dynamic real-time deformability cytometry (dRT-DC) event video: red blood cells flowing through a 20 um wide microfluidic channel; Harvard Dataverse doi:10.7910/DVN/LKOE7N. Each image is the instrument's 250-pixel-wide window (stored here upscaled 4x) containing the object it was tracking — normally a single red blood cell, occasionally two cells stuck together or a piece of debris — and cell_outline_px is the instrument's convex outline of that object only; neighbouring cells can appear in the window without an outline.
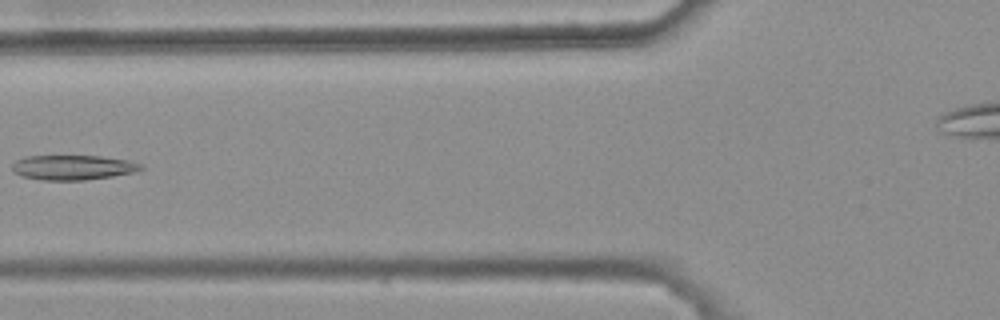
{"species": "common noctule bat (a hibernating species)", "species_latin": "Nyctalus noctula", "temperature_condition": "warm", "stored_images_in_passage": 6, "camera_frame_rate_fps": 3000, "um_per_image_px": 0.085, "animal": {"sex": "female", "body_mass_g": 25.1}, "frame": {"image": 1, "passage_image": 5, "time_ms": 1.333, "image_size_px": [1000, 320], "cell_outline_px": [[144, 168], [136, 172], [112, 176], [84, 180], [40, 180], [20, 176], [12, 172], [12, 164], [16, 160], [28, 156], [100, 156], [124, 160], [144, 164]], "centroid_in_image_um": [6.17, 14.24], "position_along_channel_um": 119.6, "area_um2": 18.67}}
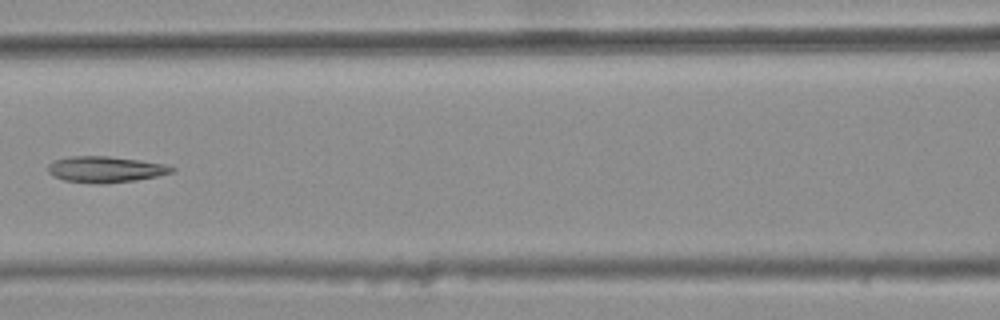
{"frame": {"image": 2, "passage_image": 6, "time_ms": 1.667, "image_size_px": [1000, 320], "cell_outline_px": [[176, 168], [172, 172], [156, 176], [136, 180], [104, 184], [96, 184], [64, 180], [48, 172], [48, 164], [56, 160], [72, 156], [108, 156], [140, 160], [164, 164]], "centroid_in_image_um": [8.97, 14.4], "position_along_channel_um": 157.6, "area_um2": 18.67}}